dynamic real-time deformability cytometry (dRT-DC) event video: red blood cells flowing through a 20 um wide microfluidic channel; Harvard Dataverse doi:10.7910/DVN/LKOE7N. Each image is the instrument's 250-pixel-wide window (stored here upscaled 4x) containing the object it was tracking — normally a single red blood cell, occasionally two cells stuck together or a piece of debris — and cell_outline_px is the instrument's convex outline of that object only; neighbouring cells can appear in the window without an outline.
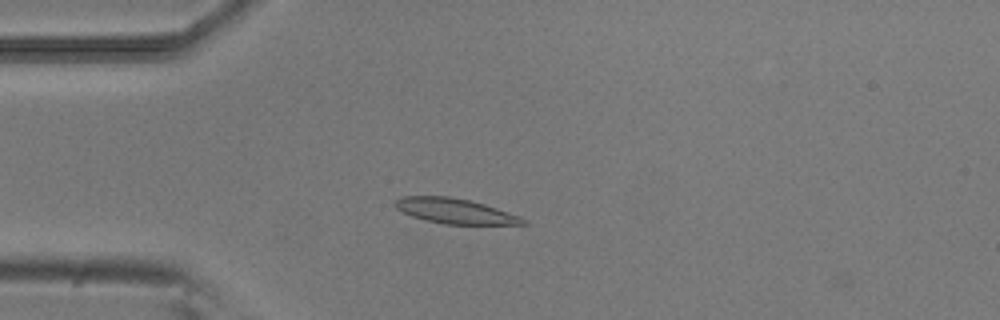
{"species": "common noctule bat (a hibernating species)", "species_latin": "Nyctalus noctula", "temperature_condition": "room temperature", "stored_images_in_passage": 5, "camera_frame_rate_fps": 3000, "um_per_image_px": 0.085, "animal": {"sex": "male", "body_mass_g": 20.5, "forearm_length_mm": 52.5}, "frame": {"image": 1, "passage_image": 2, "time_ms": 0.333, "image_size_px": [1000, 320], "cell_outline_px": [[528, 224], [444, 224], [412, 216], [400, 212], [392, 204], [400, 196], [448, 196], [468, 200], [484, 204], [520, 216], [528, 220]], "centroid_in_image_um": [38.65, 17.93], "position_along_channel_um": 46.4, "area_um2": 18.67}}